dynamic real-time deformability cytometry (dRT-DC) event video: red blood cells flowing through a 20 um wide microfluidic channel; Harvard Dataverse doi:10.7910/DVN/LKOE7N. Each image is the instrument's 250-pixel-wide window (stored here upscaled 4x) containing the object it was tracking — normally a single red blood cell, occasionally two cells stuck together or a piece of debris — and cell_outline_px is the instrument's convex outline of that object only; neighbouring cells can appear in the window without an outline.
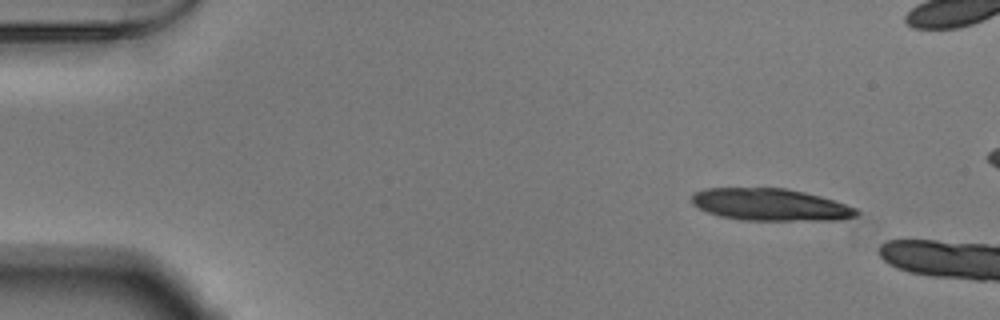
{"species": "Egyptian fruit bat (a non-hibernating species)", "species_latin": "Rousettus aegyptiacus", "temperature_condition": "warm", "stored_images_in_passage": 7, "camera_frame_rate_fps": 3000, "um_per_image_px": 0.085, "animal": {"sex": "male"}, "frame": {"image": 1, "passage_image": 1, "time_ms": 0.0, "image_size_px": [1000, 320], "cell_outline_px": [[860, 212], [856, 216], [840, 220], [740, 220], [720, 216], [708, 212], [692, 204], [692, 192], [704, 188], [784, 188], [804, 192], [820, 196], [856, 208]], "centroid_in_image_um": [65.45, 17.4], "position_along_channel_um": 19.5, "area_um2": 30.81}}